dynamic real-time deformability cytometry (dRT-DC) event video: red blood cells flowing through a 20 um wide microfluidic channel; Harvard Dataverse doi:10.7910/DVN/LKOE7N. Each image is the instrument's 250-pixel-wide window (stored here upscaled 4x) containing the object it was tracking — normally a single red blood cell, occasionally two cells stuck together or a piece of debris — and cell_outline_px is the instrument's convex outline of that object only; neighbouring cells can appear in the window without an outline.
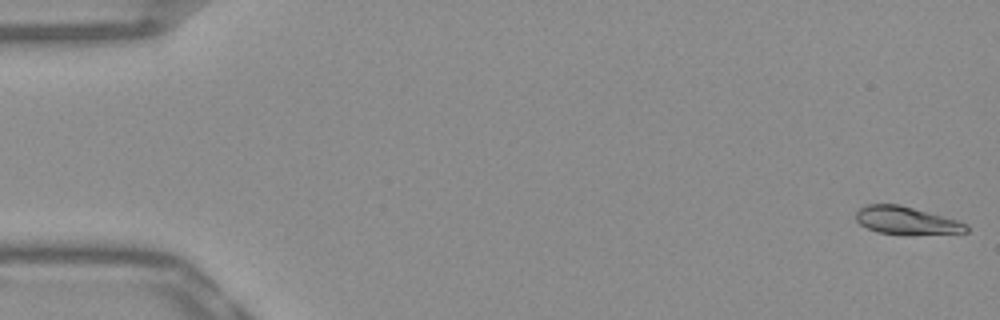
{"species": "Egyptian fruit bat (a non-hibernating species)", "species_latin": "Rousettus aegyptiacus", "temperature_condition": "warm", "stored_images_in_passage": 12, "camera_frame_rate_fps": 3000, "um_per_image_px": 0.085, "frame": {"image": 1, "passage_image": 1, "time_ms": 0.0, "image_size_px": [1000, 320], "cell_outline_px": [[968, 232], [876, 232], [860, 224], [856, 220], [856, 212], [860, 208], [868, 204], [900, 204], [956, 220], [968, 224]], "centroid_in_image_um": [76.97, 18.69], "position_along_channel_um": 8.0, "area_um2": 16.82}}